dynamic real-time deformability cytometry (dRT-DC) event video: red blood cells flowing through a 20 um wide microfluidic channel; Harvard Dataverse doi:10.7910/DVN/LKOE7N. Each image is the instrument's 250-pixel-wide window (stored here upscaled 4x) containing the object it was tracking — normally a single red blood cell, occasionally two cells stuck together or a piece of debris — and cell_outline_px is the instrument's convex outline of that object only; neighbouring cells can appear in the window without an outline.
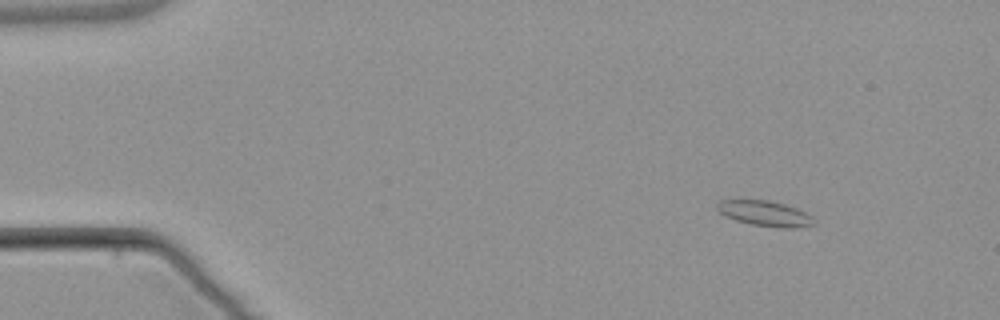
{"species": "common noctule bat (a hibernating species)", "species_latin": "Nyctalus noctula", "temperature_condition": "warm", "stored_images_in_passage": 6, "camera_frame_rate_fps": 3000, "um_per_image_px": 0.085, "animal": {"sex": "male", "body_mass_g": 21.5, "forearm_length_mm": 52.0}, "frame": {"image": 1, "passage_image": 2, "time_ms": 1.0, "image_size_px": [1000, 320], "cell_outline_px": [[816, 224], [796, 228], [780, 228], [752, 224], [736, 220], [724, 216], [716, 208], [716, 204], [720, 200], [768, 200], [784, 204], [796, 208], [812, 216], [816, 220]], "centroid_in_image_um": [65.04, 18.15], "position_along_channel_um": 20.0, "area_um2": 14.33}}
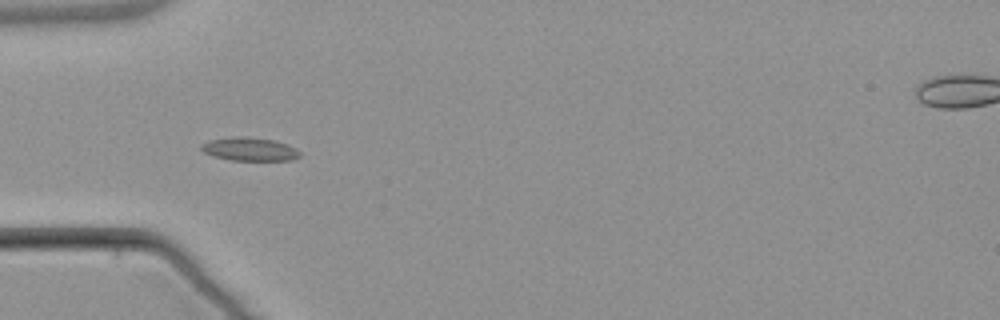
{"frame": {"image": 2, "passage_image": 5, "time_ms": 4.667, "image_size_px": [1000, 320], "cell_outline_px": [[300, 156], [292, 160], [228, 160], [212, 156], [204, 152], [200, 148], [200, 144], [208, 140], [232, 136], [244, 136], [276, 140], [288, 144], [296, 148], [300, 152]], "centroid_in_image_um": [21.19, 12.66], "position_along_channel_um": 63.8, "area_um2": 13.7}}
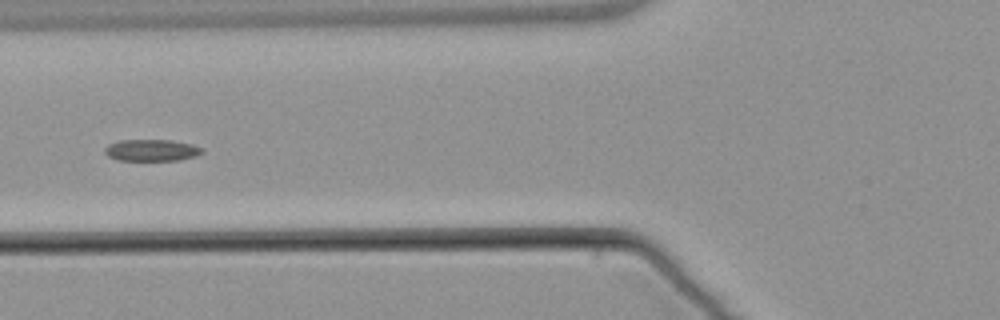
{"frame": {"image": 3, "passage_image": 6, "time_ms": 6.0, "image_size_px": [1000, 320], "cell_outline_px": [[204, 152], [196, 156], [180, 160], [116, 160], [108, 156], [104, 152], [104, 148], [108, 144], [120, 140], [172, 140], [192, 144], [200, 148]], "centroid_in_image_um": [12.86, 12.77], "position_along_channel_um": 112.9, "area_um2": 12.31}}